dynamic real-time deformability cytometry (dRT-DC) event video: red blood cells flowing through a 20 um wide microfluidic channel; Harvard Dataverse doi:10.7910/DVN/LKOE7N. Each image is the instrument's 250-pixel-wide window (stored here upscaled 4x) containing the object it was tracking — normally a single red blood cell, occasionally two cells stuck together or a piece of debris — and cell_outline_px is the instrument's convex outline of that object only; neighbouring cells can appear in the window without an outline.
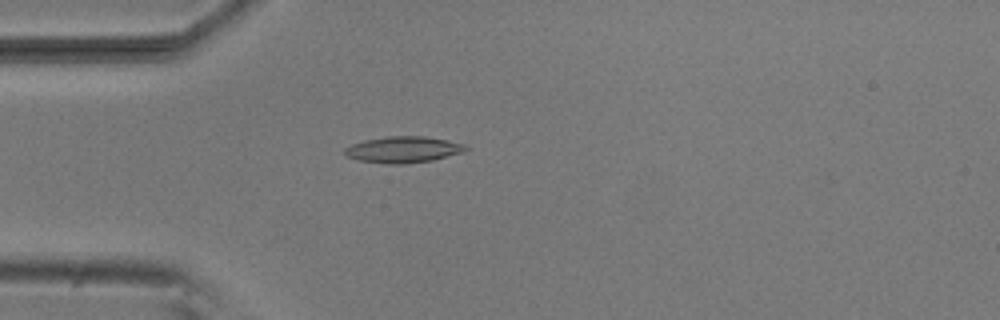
{"species": "common noctule bat (a hibernating species)", "species_latin": "Nyctalus noctula", "temperature_condition": "room temperature", "stored_images_in_passage": 52, "camera_frame_rate_fps": 3000, "um_per_image_px": 0.085, "animal": {"sex": "male", "body_mass_g": 20.5, "forearm_length_mm": 52.5}, "frame": {"image": 1, "passage_image": 14, "time_ms": 4.333, "image_size_px": [1000, 320], "cell_outline_px": [[468, 148], [460, 152], [432, 160], [404, 164], [388, 164], [360, 160], [344, 156], [344, 148], [352, 144], [364, 140], [388, 136], [424, 136], [464, 144]], "centroid_in_image_um": [34.2, 12.71], "position_along_channel_um": 50.8, "area_um2": 18.26}}
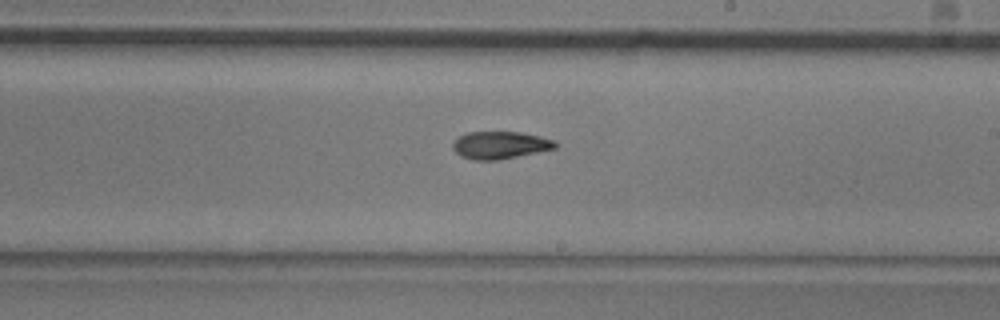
{"frame": {"image": 2, "passage_image": 30, "time_ms": 9.667, "image_size_px": [1000, 320], "cell_outline_px": [[556, 148], [500, 160], [472, 160], [460, 156], [452, 148], [452, 144], [460, 136], [468, 132], [520, 132], [540, 136], [552, 140], [556, 144]], "centroid_in_image_um": [42.48, 12.34], "position_along_channel_um": 246.5, "area_um2": 16.3}}
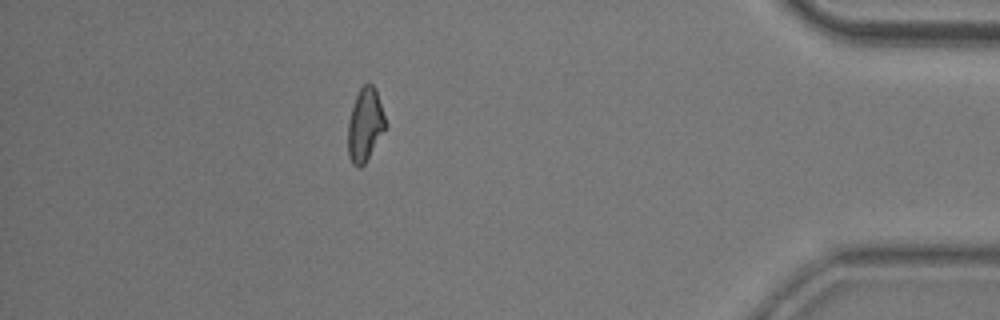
{"frame": {"image": 3, "passage_image": 46, "time_ms": 15.0, "image_size_px": [1000, 320], "cell_outline_px": [[388, 124], [364, 164], [360, 168], [356, 168], [352, 164], [348, 156], [348, 120], [356, 96], [360, 88], [368, 80], [376, 88]], "centroid_in_image_um": [31.04, 10.59], "position_along_channel_um": 404.2, "area_um2": 16.24}, "authors_computed_cell_mechanics": {"area_um2": 16.5886, "velocity_mm_per_s": 3.8177, "shape_relaxation_time_tau1_ms": null, "shape_relaxation_time_tau2_ms": 6.8916, "deformation_change_tau1": null, "deformation_change_tau2": 0.1527}}